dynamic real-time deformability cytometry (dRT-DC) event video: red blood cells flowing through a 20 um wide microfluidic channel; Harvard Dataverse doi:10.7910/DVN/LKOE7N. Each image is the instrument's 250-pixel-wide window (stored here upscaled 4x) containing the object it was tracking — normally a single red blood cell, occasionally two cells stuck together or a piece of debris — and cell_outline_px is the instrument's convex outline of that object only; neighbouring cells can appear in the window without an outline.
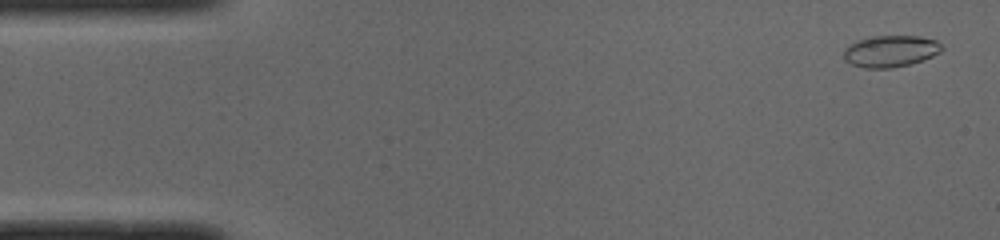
{"species": "common noctule bat (a hibernating species)", "species_latin": "Nyctalus noctula", "temperature_condition": "cold", "stored_images_in_passage": 50, "camera_frame_rate_fps": 3000, "um_per_image_px": 0.085, "animal": {"sex": "male", "body_mass_g": 19.0, "forearm_length_mm": 50.8}, "frame": {"image": 1, "passage_image": 2, "time_ms": 0.333, "image_size_px": [1000, 240], "cell_outline_px": [[944, 48], [940, 52], [932, 56], [908, 64], [892, 68], [864, 68], [852, 64], [844, 60], [844, 48], [856, 40], [876, 36], [920, 36], [936, 40], [944, 44]], "centroid_in_image_um": [75.7, 4.34], "position_along_channel_um": 9.3, "area_um2": 18.09}}
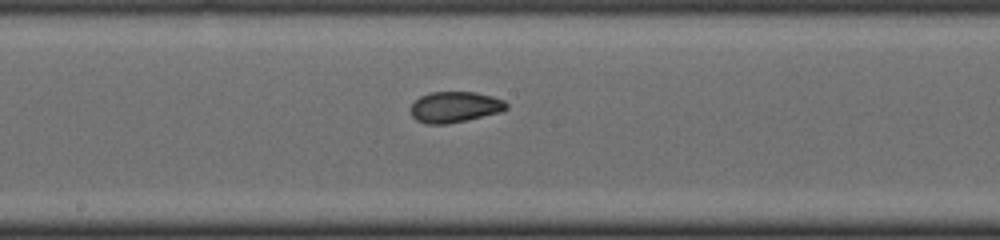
{"frame": {"image": 2, "passage_image": 26, "time_ms": 8.333, "image_size_px": [1000, 240], "cell_outline_px": [[508, 108], [500, 112], [468, 120], [448, 124], [428, 124], [416, 120], [412, 116], [412, 104], [420, 96], [428, 92], [476, 92], [492, 96], [504, 100], [508, 104]], "centroid_in_image_um": [38.68, 9.09], "position_along_channel_um": 209.5, "area_um2": 17.28}}
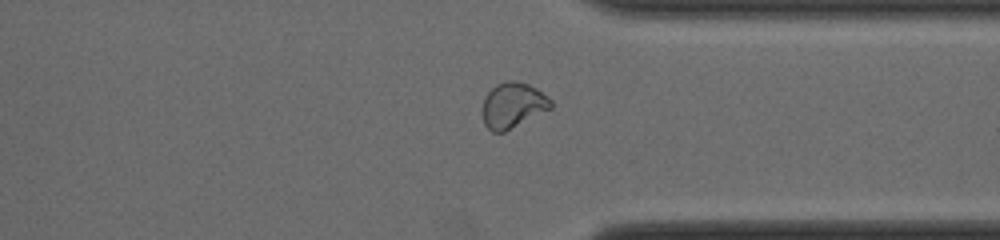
{"frame": {"image": 3, "passage_image": 38, "time_ms": 12.333, "image_size_px": [1000, 240], "cell_outline_px": [[552, 108], [504, 132], [492, 132], [484, 124], [480, 112], [484, 96], [496, 84], [508, 80], [516, 80], [528, 84], [536, 88], [552, 100]], "centroid_in_image_um": [43.55, 8.94], "position_along_channel_um": 367.8, "area_um2": 18.38}, "authors_computed_cell_mechanics": {"area_um2": 17.8602, "velocity_mm_per_s": 3.983, "shape_relaxation_time_tau1_ms": null, "shape_relaxation_time_tau2_ms": 1.0716, "deformation_change_tau1": null, "deformation_change_tau2": 0.0464}}